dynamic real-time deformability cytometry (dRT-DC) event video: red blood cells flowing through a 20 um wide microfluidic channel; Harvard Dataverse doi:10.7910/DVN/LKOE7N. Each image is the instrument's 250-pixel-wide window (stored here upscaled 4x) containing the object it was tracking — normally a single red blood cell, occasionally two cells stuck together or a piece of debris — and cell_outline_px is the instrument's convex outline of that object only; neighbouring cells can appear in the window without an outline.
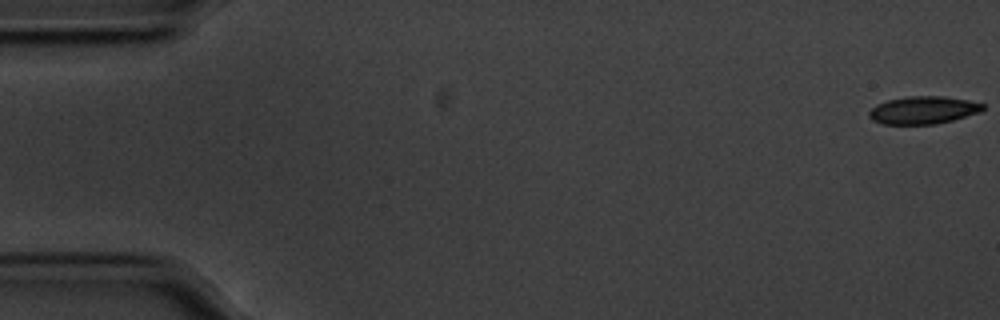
{"species": "common noctule bat (a hibernating species)", "species_latin": "Nyctalus noctula", "temperature_condition": "cold", "stored_images_in_passage": 57, "camera_frame_rate_fps": 3000, "um_per_image_px": 0.085, "animal": {"sex": "male", "body_mass_g": 20.1, "forearm_length_mm": 53.5}, "frame": {"image": 1, "passage_image": 1, "time_ms": 0.0, "image_size_px": [1000, 320], "cell_outline_px": [[984, 108], [980, 112], [952, 120], [936, 124], [884, 124], [872, 120], [868, 116], [868, 112], [876, 104], [888, 100], [908, 96], [944, 96], [968, 100], [984, 104]], "centroid_in_image_um": [78.46, 9.36], "position_along_channel_um": 6.5, "area_um2": 18.32}}
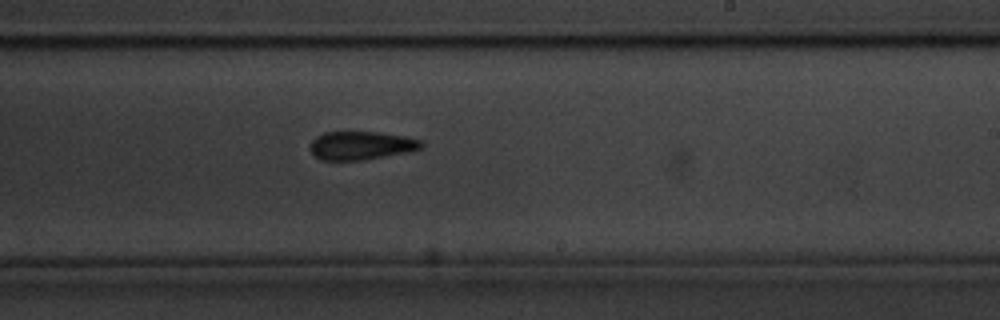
{"frame": {"image": 2, "passage_image": 34, "time_ms": 11.0, "image_size_px": [1000, 320], "cell_outline_px": [[424, 144], [420, 148], [412, 152], [364, 160], [320, 160], [308, 148], [312, 140], [316, 136], [324, 132], [380, 132], [404, 136], [420, 140]], "centroid_in_image_um": [30.7, 12.37], "position_along_channel_um": 258.3, "area_um2": 18.61}}
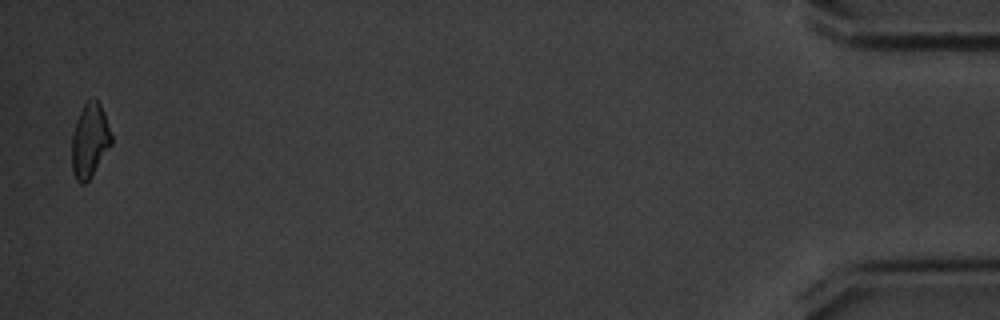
{"frame": {"image": 3, "passage_image": 56, "time_ms": 18.333, "image_size_px": [1000, 320], "cell_outline_px": [[112, 144], [92, 176], [84, 184], [80, 184], [76, 180], [72, 172], [72, 136], [76, 120], [84, 104], [88, 100], [96, 100], [100, 104], [104, 112], [112, 136]], "centroid_in_image_um": [7.63, 11.98], "position_along_channel_um": 427.6, "area_um2": 17.05}, "authors_computed_cell_mechanics": {"area_um2": 18.7272, "velocity_mm_per_s": 3.5387, "shape_relaxation_time_tau1_ms": 2.7802, "shape_relaxation_time_tau2_ms": null, "deformation_change_tau1": 0.0733, "deformation_change_tau2": null}}